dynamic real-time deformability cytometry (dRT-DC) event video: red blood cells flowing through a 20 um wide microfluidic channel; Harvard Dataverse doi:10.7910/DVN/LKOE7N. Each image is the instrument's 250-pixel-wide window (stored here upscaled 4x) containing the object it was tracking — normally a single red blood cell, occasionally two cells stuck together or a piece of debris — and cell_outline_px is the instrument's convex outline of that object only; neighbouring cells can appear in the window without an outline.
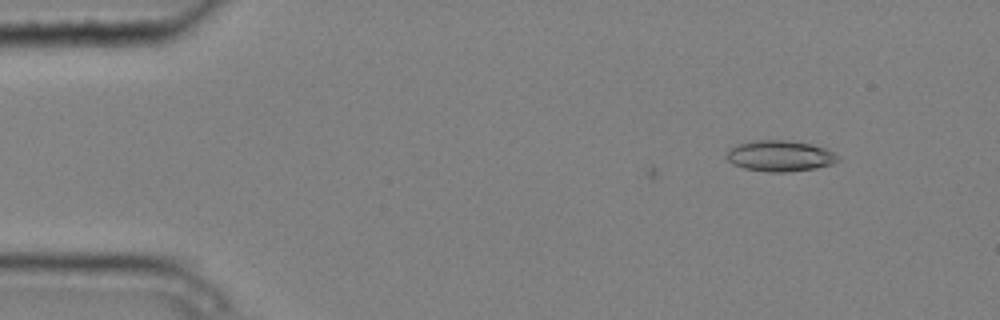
{"species": "common noctule bat (a hibernating species)", "species_latin": "Nyctalus noctula", "temperature_condition": "cold", "stored_images_in_passage": 2, "camera_frame_rate_fps": 3000, "um_per_image_px": 0.085, "animal": {"sex": "male", "body_mass_g": 20.4}, "frame": {"image": 1, "passage_image": 2, "time_ms": 0.333, "image_size_px": [1000, 320], "cell_outline_px": [[840, 160], [832, 164], [816, 168], [784, 172], [768, 172], [744, 168], [732, 164], [724, 156], [728, 148], [752, 140], [788, 140], [808, 144], [824, 148], [836, 152], [840, 156]], "centroid_in_image_um": [66.29, 13.25], "position_along_channel_um": 18.7, "area_um2": 20.23}}